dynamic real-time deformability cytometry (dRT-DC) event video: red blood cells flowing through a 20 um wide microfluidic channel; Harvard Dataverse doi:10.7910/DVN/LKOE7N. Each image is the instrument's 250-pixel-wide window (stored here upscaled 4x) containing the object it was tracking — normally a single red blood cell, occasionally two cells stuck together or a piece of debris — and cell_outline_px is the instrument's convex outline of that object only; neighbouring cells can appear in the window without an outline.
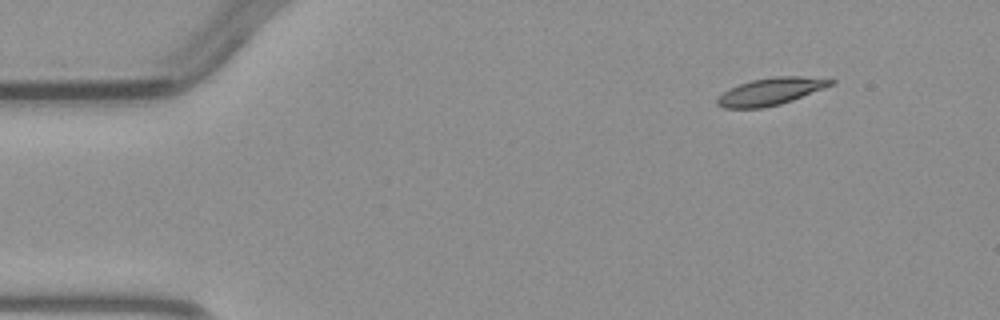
{"species": "common noctule bat (a hibernating species)", "species_latin": "Nyctalus noctula", "temperature_condition": "warm", "stored_images_in_passage": 5, "segment_of_instrument_passage": [2, 2], "camera_frame_rate_fps": 3000, "um_per_image_px": 0.085, "animal": {"sex": "male", "body_mass_g": 23.1, "forearm_length_mm": 52.7}, "frame": {"image": 1, "passage_image": 5, "time_ms": 5.0, "image_size_px": [1000, 320], "cell_outline_px": [[836, 80], [832, 84], [824, 88], [792, 100], [780, 104], [764, 108], [724, 108], [716, 104], [716, 100], [724, 92], [740, 84], [752, 80], [776, 76], [800, 76]], "centroid_in_image_um": [65.5, 7.78], "position_along_channel_um": 19.5, "area_um2": 17.69}}